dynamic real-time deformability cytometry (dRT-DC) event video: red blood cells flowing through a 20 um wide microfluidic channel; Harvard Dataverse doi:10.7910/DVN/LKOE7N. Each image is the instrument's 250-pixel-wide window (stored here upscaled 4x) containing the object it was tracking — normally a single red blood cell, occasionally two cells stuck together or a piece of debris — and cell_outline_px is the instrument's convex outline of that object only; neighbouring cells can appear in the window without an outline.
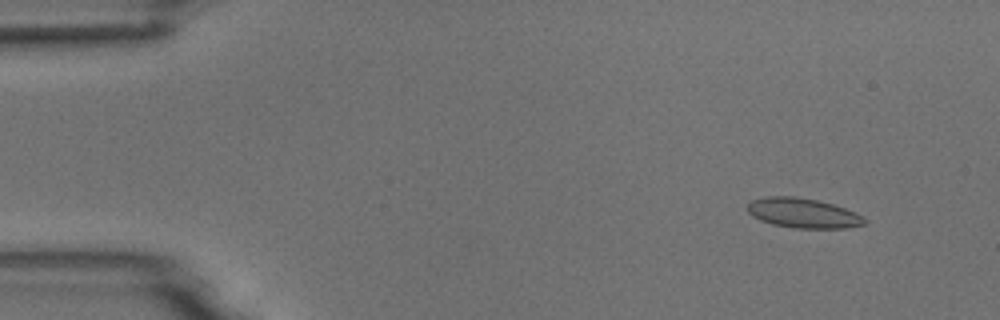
{"species": "common noctule bat (a hibernating species)", "species_latin": "Nyctalus noctula", "temperature_condition": "room temperature", "stored_images_in_passage": 6, "camera_frame_rate_fps": 3000, "um_per_image_px": 0.085, "animal": {"sex": "male", "body_mass_g": 18.8}, "frame": {"image": 1, "passage_image": 2, "time_ms": 1.0, "image_size_px": [1000, 320], "cell_outline_px": [[868, 220], [864, 224], [844, 228], [796, 228], [772, 224], [760, 220], [752, 216], [748, 212], [748, 204], [752, 200], [764, 196], [792, 196], [816, 200], [832, 204], [856, 212], [864, 216]], "centroid_in_image_um": [68.26, 18.11], "position_along_channel_um": 16.7, "area_um2": 20.29}}